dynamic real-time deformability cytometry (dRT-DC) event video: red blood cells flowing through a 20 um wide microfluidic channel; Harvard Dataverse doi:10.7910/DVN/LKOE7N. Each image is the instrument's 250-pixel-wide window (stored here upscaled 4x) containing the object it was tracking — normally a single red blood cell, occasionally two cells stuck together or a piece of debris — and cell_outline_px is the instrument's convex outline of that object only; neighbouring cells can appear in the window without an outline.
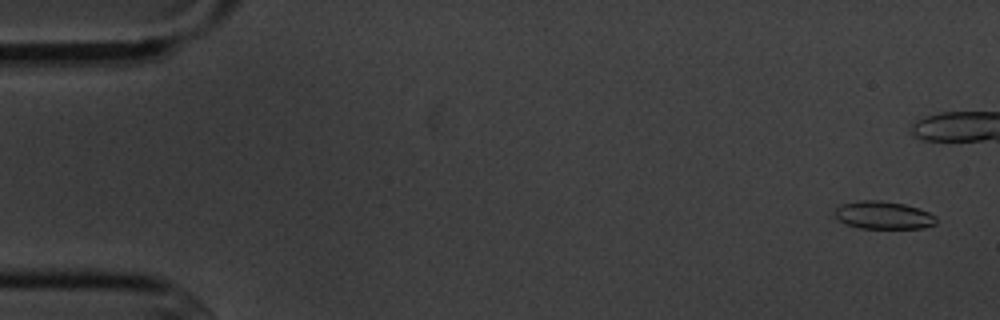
{"species": "common noctule bat (a hibernating species)", "species_latin": "Nyctalus noctula", "temperature_condition": "cold", "stored_images_in_passage": 6, "camera_frame_rate_fps": 3000, "um_per_image_px": 0.085, "animal": {"sex": "male", "body_mass_g": 20.1, "forearm_length_mm": 53.5}, "frame": {"image": 1, "passage_image": 1, "time_ms": 0.0, "image_size_px": [1000, 320], "cell_outline_px": [[936, 224], [924, 228], [860, 228], [848, 224], [840, 220], [836, 216], [836, 208], [840, 204], [860, 200], [880, 200], [904, 204], [928, 212], [936, 216]], "centroid_in_image_um": [75.11, 18.29], "position_along_channel_um": 9.9, "area_um2": 16.24}}